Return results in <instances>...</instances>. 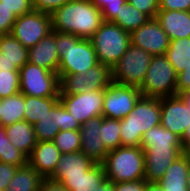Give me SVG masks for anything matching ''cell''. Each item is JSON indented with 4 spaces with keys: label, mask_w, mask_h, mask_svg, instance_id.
<instances>
[{
    "label": "cell",
    "mask_w": 190,
    "mask_h": 191,
    "mask_svg": "<svg viewBox=\"0 0 190 191\" xmlns=\"http://www.w3.org/2000/svg\"><path fill=\"white\" fill-rule=\"evenodd\" d=\"M104 22L91 0H70L51 14L52 31L90 39Z\"/></svg>",
    "instance_id": "1"
},
{
    "label": "cell",
    "mask_w": 190,
    "mask_h": 191,
    "mask_svg": "<svg viewBox=\"0 0 190 191\" xmlns=\"http://www.w3.org/2000/svg\"><path fill=\"white\" fill-rule=\"evenodd\" d=\"M56 49L60 57L58 76L85 73L98 64L96 52L90 39L56 32Z\"/></svg>",
    "instance_id": "2"
},
{
    "label": "cell",
    "mask_w": 190,
    "mask_h": 191,
    "mask_svg": "<svg viewBox=\"0 0 190 191\" xmlns=\"http://www.w3.org/2000/svg\"><path fill=\"white\" fill-rule=\"evenodd\" d=\"M161 98L141 96L133 110L120 120L121 146L141 147L142 137L160 124Z\"/></svg>",
    "instance_id": "3"
},
{
    "label": "cell",
    "mask_w": 190,
    "mask_h": 191,
    "mask_svg": "<svg viewBox=\"0 0 190 191\" xmlns=\"http://www.w3.org/2000/svg\"><path fill=\"white\" fill-rule=\"evenodd\" d=\"M113 183L145 179V158L141 147L121 146L110 150L102 163Z\"/></svg>",
    "instance_id": "4"
},
{
    "label": "cell",
    "mask_w": 190,
    "mask_h": 191,
    "mask_svg": "<svg viewBox=\"0 0 190 191\" xmlns=\"http://www.w3.org/2000/svg\"><path fill=\"white\" fill-rule=\"evenodd\" d=\"M98 63L111 69L131 44L130 33L111 22H103L90 38Z\"/></svg>",
    "instance_id": "5"
},
{
    "label": "cell",
    "mask_w": 190,
    "mask_h": 191,
    "mask_svg": "<svg viewBox=\"0 0 190 191\" xmlns=\"http://www.w3.org/2000/svg\"><path fill=\"white\" fill-rule=\"evenodd\" d=\"M176 82L177 73L166 56H153L139 90L146 97L174 96L177 95Z\"/></svg>",
    "instance_id": "6"
},
{
    "label": "cell",
    "mask_w": 190,
    "mask_h": 191,
    "mask_svg": "<svg viewBox=\"0 0 190 191\" xmlns=\"http://www.w3.org/2000/svg\"><path fill=\"white\" fill-rule=\"evenodd\" d=\"M152 57L142 48L130 44L120 60L111 69L112 82L140 88Z\"/></svg>",
    "instance_id": "7"
},
{
    "label": "cell",
    "mask_w": 190,
    "mask_h": 191,
    "mask_svg": "<svg viewBox=\"0 0 190 191\" xmlns=\"http://www.w3.org/2000/svg\"><path fill=\"white\" fill-rule=\"evenodd\" d=\"M20 92L34 97H59L60 79L58 73L25 63L19 69Z\"/></svg>",
    "instance_id": "8"
},
{
    "label": "cell",
    "mask_w": 190,
    "mask_h": 191,
    "mask_svg": "<svg viewBox=\"0 0 190 191\" xmlns=\"http://www.w3.org/2000/svg\"><path fill=\"white\" fill-rule=\"evenodd\" d=\"M112 83L111 68L98 63L85 73L65 75L60 80L59 94H78L105 89Z\"/></svg>",
    "instance_id": "9"
},
{
    "label": "cell",
    "mask_w": 190,
    "mask_h": 191,
    "mask_svg": "<svg viewBox=\"0 0 190 191\" xmlns=\"http://www.w3.org/2000/svg\"><path fill=\"white\" fill-rule=\"evenodd\" d=\"M51 32V15L33 10L16 18L10 34L29 49Z\"/></svg>",
    "instance_id": "10"
},
{
    "label": "cell",
    "mask_w": 190,
    "mask_h": 191,
    "mask_svg": "<svg viewBox=\"0 0 190 191\" xmlns=\"http://www.w3.org/2000/svg\"><path fill=\"white\" fill-rule=\"evenodd\" d=\"M105 89L78 94H59V101L82 126L89 119L102 116Z\"/></svg>",
    "instance_id": "11"
},
{
    "label": "cell",
    "mask_w": 190,
    "mask_h": 191,
    "mask_svg": "<svg viewBox=\"0 0 190 191\" xmlns=\"http://www.w3.org/2000/svg\"><path fill=\"white\" fill-rule=\"evenodd\" d=\"M141 96L139 88L112 82L105 88L102 116L122 120L133 110Z\"/></svg>",
    "instance_id": "12"
},
{
    "label": "cell",
    "mask_w": 190,
    "mask_h": 191,
    "mask_svg": "<svg viewBox=\"0 0 190 191\" xmlns=\"http://www.w3.org/2000/svg\"><path fill=\"white\" fill-rule=\"evenodd\" d=\"M130 41L133 46L142 48L152 56L165 55L170 45V38L156 18L149 19L141 27L132 31Z\"/></svg>",
    "instance_id": "13"
},
{
    "label": "cell",
    "mask_w": 190,
    "mask_h": 191,
    "mask_svg": "<svg viewBox=\"0 0 190 191\" xmlns=\"http://www.w3.org/2000/svg\"><path fill=\"white\" fill-rule=\"evenodd\" d=\"M160 125L179 137L190 125V110L178 95L161 98Z\"/></svg>",
    "instance_id": "14"
},
{
    "label": "cell",
    "mask_w": 190,
    "mask_h": 191,
    "mask_svg": "<svg viewBox=\"0 0 190 191\" xmlns=\"http://www.w3.org/2000/svg\"><path fill=\"white\" fill-rule=\"evenodd\" d=\"M145 158V180L158 182L171 166L183 154V148H142Z\"/></svg>",
    "instance_id": "15"
},
{
    "label": "cell",
    "mask_w": 190,
    "mask_h": 191,
    "mask_svg": "<svg viewBox=\"0 0 190 191\" xmlns=\"http://www.w3.org/2000/svg\"><path fill=\"white\" fill-rule=\"evenodd\" d=\"M102 121L103 116L91 118L80 128V151L96 164H102L109 152L100 136H98L100 133Z\"/></svg>",
    "instance_id": "16"
},
{
    "label": "cell",
    "mask_w": 190,
    "mask_h": 191,
    "mask_svg": "<svg viewBox=\"0 0 190 191\" xmlns=\"http://www.w3.org/2000/svg\"><path fill=\"white\" fill-rule=\"evenodd\" d=\"M95 164L81 151L61 154L54 172L48 178L62 183L67 177L83 176Z\"/></svg>",
    "instance_id": "17"
},
{
    "label": "cell",
    "mask_w": 190,
    "mask_h": 191,
    "mask_svg": "<svg viewBox=\"0 0 190 191\" xmlns=\"http://www.w3.org/2000/svg\"><path fill=\"white\" fill-rule=\"evenodd\" d=\"M60 57L56 49V31H52L28 49V62L58 73Z\"/></svg>",
    "instance_id": "18"
},
{
    "label": "cell",
    "mask_w": 190,
    "mask_h": 191,
    "mask_svg": "<svg viewBox=\"0 0 190 191\" xmlns=\"http://www.w3.org/2000/svg\"><path fill=\"white\" fill-rule=\"evenodd\" d=\"M60 155V150L53 141H38L27 158V163L43 178H48L54 172Z\"/></svg>",
    "instance_id": "19"
},
{
    "label": "cell",
    "mask_w": 190,
    "mask_h": 191,
    "mask_svg": "<svg viewBox=\"0 0 190 191\" xmlns=\"http://www.w3.org/2000/svg\"><path fill=\"white\" fill-rule=\"evenodd\" d=\"M156 20L170 40L190 37V12L159 10Z\"/></svg>",
    "instance_id": "20"
},
{
    "label": "cell",
    "mask_w": 190,
    "mask_h": 191,
    "mask_svg": "<svg viewBox=\"0 0 190 191\" xmlns=\"http://www.w3.org/2000/svg\"><path fill=\"white\" fill-rule=\"evenodd\" d=\"M187 157L182 154L166 170L158 184L164 191H189Z\"/></svg>",
    "instance_id": "21"
},
{
    "label": "cell",
    "mask_w": 190,
    "mask_h": 191,
    "mask_svg": "<svg viewBox=\"0 0 190 191\" xmlns=\"http://www.w3.org/2000/svg\"><path fill=\"white\" fill-rule=\"evenodd\" d=\"M4 130L10 143L28 158L37 143L34 126L23 120L5 126Z\"/></svg>",
    "instance_id": "22"
},
{
    "label": "cell",
    "mask_w": 190,
    "mask_h": 191,
    "mask_svg": "<svg viewBox=\"0 0 190 191\" xmlns=\"http://www.w3.org/2000/svg\"><path fill=\"white\" fill-rule=\"evenodd\" d=\"M106 179L103 164H95L83 176L67 177L62 185L68 191H97Z\"/></svg>",
    "instance_id": "23"
},
{
    "label": "cell",
    "mask_w": 190,
    "mask_h": 191,
    "mask_svg": "<svg viewBox=\"0 0 190 191\" xmlns=\"http://www.w3.org/2000/svg\"><path fill=\"white\" fill-rule=\"evenodd\" d=\"M36 141H53L55 135L61 130V103L58 101L34 125Z\"/></svg>",
    "instance_id": "24"
},
{
    "label": "cell",
    "mask_w": 190,
    "mask_h": 191,
    "mask_svg": "<svg viewBox=\"0 0 190 191\" xmlns=\"http://www.w3.org/2000/svg\"><path fill=\"white\" fill-rule=\"evenodd\" d=\"M141 148H183L181 138L160 124L144 133Z\"/></svg>",
    "instance_id": "25"
},
{
    "label": "cell",
    "mask_w": 190,
    "mask_h": 191,
    "mask_svg": "<svg viewBox=\"0 0 190 191\" xmlns=\"http://www.w3.org/2000/svg\"><path fill=\"white\" fill-rule=\"evenodd\" d=\"M44 178L28 163L18 167L5 191H39Z\"/></svg>",
    "instance_id": "26"
},
{
    "label": "cell",
    "mask_w": 190,
    "mask_h": 191,
    "mask_svg": "<svg viewBox=\"0 0 190 191\" xmlns=\"http://www.w3.org/2000/svg\"><path fill=\"white\" fill-rule=\"evenodd\" d=\"M165 56L177 74L185 70L190 65V37L170 40Z\"/></svg>",
    "instance_id": "27"
},
{
    "label": "cell",
    "mask_w": 190,
    "mask_h": 191,
    "mask_svg": "<svg viewBox=\"0 0 190 191\" xmlns=\"http://www.w3.org/2000/svg\"><path fill=\"white\" fill-rule=\"evenodd\" d=\"M59 101V97H34L25 95L23 120L34 125Z\"/></svg>",
    "instance_id": "28"
},
{
    "label": "cell",
    "mask_w": 190,
    "mask_h": 191,
    "mask_svg": "<svg viewBox=\"0 0 190 191\" xmlns=\"http://www.w3.org/2000/svg\"><path fill=\"white\" fill-rule=\"evenodd\" d=\"M0 53L2 58L13 62L19 69L28 62V48L11 34L0 36Z\"/></svg>",
    "instance_id": "29"
},
{
    "label": "cell",
    "mask_w": 190,
    "mask_h": 191,
    "mask_svg": "<svg viewBox=\"0 0 190 191\" xmlns=\"http://www.w3.org/2000/svg\"><path fill=\"white\" fill-rule=\"evenodd\" d=\"M25 95L21 92L0 100V120L5 126L23 121Z\"/></svg>",
    "instance_id": "30"
},
{
    "label": "cell",
    "mask_w": 190,
    "mask_h": 191,
    "mask_svg": "<svg viewBox=\"0 0 190 191\" xmlns=\"http://www.w3.org/2000/svg\"><path fill=\"white\" fill-rule=\"evenodd\" d=\"M149 19L150 18L146 14L126 1L121 5L119 13H117L116 18L111 23L131 33L145 24Z\"/></svg>",
    "instance_id": "31"
},
{
    "label": "cell",
    "mask_w": 190,
    "mask_h": 191,
    "mask_svg": "<svg viewBox=\"0 0 190 191\" xmlns=\"http://www.w3.org/2000/svg\"><path fill=\"white\" fill-rule=\"evenodd\" d=\"M0 162L18 167L27 163V157L10 143L5 130L0 131Z\"/></svg>",
    "instance_id": "32"
},
{
    "label": "cell",
    "mask_w": 190,
    "mask_h": 191,
    "mask_svg": "<svg viewBox=\"0 0 190 191\" xmlns=\"http://www.w3.org/2000/svg\"><path fill=\"white\" fill-rule=\"evenodd\" d=\"M98 136L109 151L121 147L120 120L103 117Z\"/></svg>",
    "instance_id": "33"
},
{
    "label": "cell",
    "mask_w": 190,
    "mask_h": 191,
    "mask_svg": "<svg viewBox=\"0 0 190 191\" xmlns=\"http://www.w3.org/2000/svg\"><path fill=\"white\" fill-rule=\"evenodd\" d=\"M53 142L61 154L79 152L81 149L80 130H60Z\"/></svg>",
    "instance_id": "34"
},
{
    "label": "cell",
    "mask_w": 190,
    "mask_h": 191,
    "mask_svg": "<svg viewBox=\"0 0 190 191\" xmlns=\"http://www.w3.org/2000/svg\"><path fill=\"white\" fill-rule=\"evenodd\" d=\"M20 92L19 71L0 72V99Z\"/></svg>",
    "instance_id": "35"
},
{
    "label": "cell",
    "mask_w": 190,
    "mask_h": 191,
    "mask_svg": "<svg viewBox=\"0 0 190 191\" xmlns=\"http://www.w3.org/2000/svg\"><path fill=\"white\" fill-rule=\"evenodd\" d=\"M127 0H91V2L99 9L102 13L103 20L105 22H112L119 10L121 5Z\"/></svg>",
    "instance_id": "36"
},
{
    "label": "cell",
    "mask_w": 190,
    "mask_h": 191,
    "mask_svg": "<svg viewBox=\"0 0 190 191\" xmlns=\"http://www.w3.org/2000/svg\"><path fill=\"white\" fill-rule=\"evenodd\" d=\"M2 5L13 12L16 17L32 12V0H0Z\"/></svg>",
    "instance_id": "37"
},
{
    "label": "cell",
    "mask_w": 190,
    "mask_h": 191,
    "mask_svg": "<svg viewBox=\"0 0 190 191\" xmlns=\"http://www.w3.org/2000/svg\"><path fill=\"white\" fill-rule=\"evenodd\" d=\"M139 11L146 14L150 19H154L159 12V0H127Z\"/></svg>",
    "instance_id": "38"
},
{
    "label": "cell",
    "mask_w": 190,
    "mask_h": 191,
    "mask_svg": "<svg viewBox=\"0 0 190 191\" xmlns=\"http://www.w3.org/2000/svg\"><path fill=\"white\" fill-rule=\"evenodd\" d=\"M70 0H32L33 9L42 13L52 14Z\"/></svg>",
    "instance_id": "39"
},
{
    "label": "cell",
    "mask_w": 190,
    "mask_h": 191,
    "mask_svg": "<svg viewBox=\"0 0 190 191\" xmlns=\"http://www.w3.org/2000/svg\"><path fill=\"white\" fill-rule=\"evenodd\" d=\"M16 18L13 12L9 11L0 2V36L10 34Z\"/></svg>",
    "instance_id": "40"
},
{
    "label": "cell",
    "mask_w": 190,
    "mask_h": 191,
    "mask_svg": "<svg viewBox=\"0 0 190 191\" xmlns=\"http://www.w3.org/2000/svg\"><path fill=\"white\" fill-rule=\"evenodd\" d=\"M18 166L0 162V191H5L15 175Z\"/></svg>",
    "instance_id": "41"
},
{
    "label": "cell",
    "mask_w": 190,
    "mask_h": 191,
    "mask_svg": "<svg viewBox=\"0 0 190 191\" xmlns=\"http://www.w3.org/2000/svg\"><path fill=\"white\" fill-rule=\"evenodd\" d=\"M159 10H178L190 12V0H159Z\"/></svg>",
    "instance_id": "42"
},
{
    "label": "cell",
    "mask_w": 190,
    "mask_h": 191,
    "mask_svg": "<svg viewBox=\"0 0 190 191\" xmlns=\"http://www.w3.org/2000/svg\"><path fill=\"white\" fill-rule=\"evenodd\" d=\"M146 184L145 179L114 183V191H145Z\"/></svg>",
    "instance_id": "43"
},
{
    "label": "cell",
    "mask_w": 190,
    "mask_h": 191,
    "mask_svg": "<svg viewBox=\"0 0 190 191\" xmlns=\"http://www.w3.org/2000/svg\"><path fill=\"white\" fill-rule=\"evenodd\" d=\"M81 125L77 122V119L65 109L61 104V130H80Z\"/></svg>",
    "instance_id": "44"
},
{
    "label": "cell",
    "mask_w": 190,
    "mask_h": 191,
    "mask_svg": "<svg viewBox=\"0 0 190 191\" xmlns=\"http://www.w3.org/2000/svg\"><path fill=\"white\" fill-rule=\"evenodd\" d=\"M177 94L181 91L190 90V65L183 71L177 74Z\"/></svg>",
    "instance_id": "45"
},
{
    "label": "cell",
    "mask_w": 190,
    "mask_h": 191,
    "mask_svg": "<svg viewBox=\"0 0 190 191\" xmlns=\"http://www.w3.org/2000/svg\"><path fill=\"white\" fill-rule=\"evenodd\" d=\"M39 191H68L62 183L50 179V178H44L40 185Z\"/></svg>",
    "instance_id": "46"
},
{
    "label": "cell",
    "mask_w": 190,
    "mask_h": 191,
    "mask_svg": "<svg viewBox=\"0 0 190 191\" xmlns=\"http://www.w3.org/2000/svg\"><path fill=\"white\" fill-rule=\"evenodd\" d=\"M1 71H19V68L13 62L2 58V53H0V72Z\"/></svg>",
    "instance_id": "47"
},
{
    "label": "cell",
    "mask_w": 190,
    "mask_h": 191,
    "mask_svg": "<svg viewBox=\"0 0 190 191\" xmlns=\"http://www.w3.org/2000/svg\"><path fill=\"white\" fill-rule=\"evenodd\" d=\"M180 138L184 151L190 145V125L187 126L183 135Z\"/></svg>",
    "instance_id": "48"
},
{
    "label": "cell",
    "mask_w": 190,
    "mask_h": 191,
    "mask_svg": "<svg viewBox=\"0 0 190 191\" xmlns=\"http://www.w3.org/2000/svg\"><path fill=\"white\" fill-rule=\"evenodd\" d=\"M97 191H114V183L106 179L97 189Z\"/></svg>",
    "instance_id": "49"
},
{
    "label": "cell",
    "mask_w": 190,
    "mask_h": 191,
    "mask_svg": "<svg viewBox=\"0 0 190 191\" xmlns=\"http://www.w3.org/2000/svg\"><path fill=\"white\" fill-rule=\"evenodd\" d=\"M177 95L181 98V100L184 102V104L190 110V90L189 91H181Z\"/></svg>",
    "instance_id": "50"
},
{
    "label": "cell",
    "mask_w": 190,
    "mask_h": 191,
    "mask_svg": "<svg viewBox=\"0 0 190 191\" xmlns=\"http://www.w3.org/2000/svg\"><path fill=\"white\" fill-rule=\"evenodd\" d=\"M145 191H164L158 182H147Z\"/></svg>",
    "instance_id": "51"
},
{
    "label": "cell",
    "mask_w": 190,
    "mask_h": 191,
    "mask_svg": "<svg viewBox=\"0 0 190 191\" xmlns=\"http://www.w3.org/2000/svg\"><path fill=\"white\" fill-rule=\"evenodd\" d=\"M183 154L187 157L188 162L190 163V145L183 151Z\"/></svg>",
    "instance_id": "52"
},
{
    "label": "cell",
    "mask_w": 190,
    "mask_h": 191,
    "mask_svg": "<svg viewBox=\"0 0 190 191\" xmlns=\"http://www.w3.org/2000/svg\"><path fill=\"white\" fill-rule=\"evenodd\" d=\"M188 187H189V191H190V164H189V168H188Z\"/></svg>",
    "instance_id": "53"
},
{
    "label": "cell",
    "mask_w": 190,
    "mask_h": 191,
    "mask_svg": "<svg viewBox=\"0 0 190 191\" xmlns=\"http://www.w3.org/2000/svg\"><path fill=\"white\" fill-rule=\"evenodd\" d=\"M5 129L4 123L0 120V131Z\"/></svg>",
    "instance_id": "54"
}]
</instances>
